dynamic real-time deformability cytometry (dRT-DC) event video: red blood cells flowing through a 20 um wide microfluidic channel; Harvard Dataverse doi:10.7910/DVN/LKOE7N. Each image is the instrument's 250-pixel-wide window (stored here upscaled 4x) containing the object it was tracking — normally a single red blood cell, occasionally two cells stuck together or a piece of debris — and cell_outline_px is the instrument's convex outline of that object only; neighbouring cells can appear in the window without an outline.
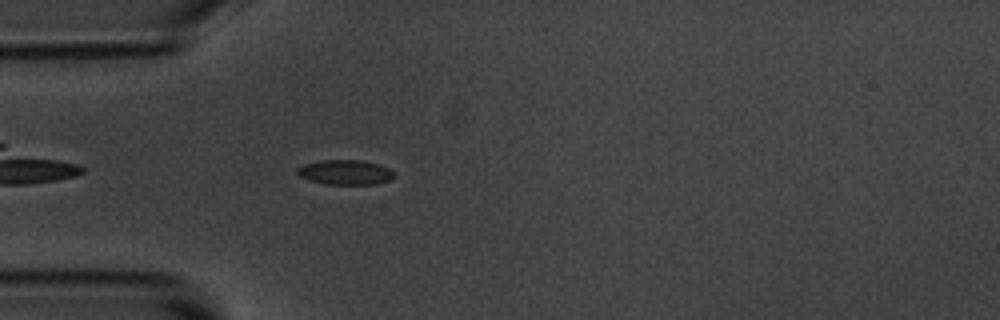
{"species": "common noctule bat (a hibernating species)", "species_latin": "Nyctalus noctula", "temperature_condition": "room temperature", "stored_images_in_passage": 1, "camera_frame_rate_fps": 3000, "um_per_image_px": 0.085, "animal": {"sex": "male", "body_mass_g": 20.1, "forearm_length_mm": 53.5}, "frame": {"image": 1, "passage_image": 1, "time_ms": 0.0, "image_size_px": [1000, 320], "cell_outline_px": [[396, 176], [388, 180], [376, 184], [324, 184], [308, 180], [300, 176], [296, 172], [296, 168], [304, 164], [320, 160], [360, 160], [380, 164], [396, 172]], "centroid_in_image_um": [29.35, 14.64], "position_along_channel_um": 55.6, "area_um2": 14.16}}